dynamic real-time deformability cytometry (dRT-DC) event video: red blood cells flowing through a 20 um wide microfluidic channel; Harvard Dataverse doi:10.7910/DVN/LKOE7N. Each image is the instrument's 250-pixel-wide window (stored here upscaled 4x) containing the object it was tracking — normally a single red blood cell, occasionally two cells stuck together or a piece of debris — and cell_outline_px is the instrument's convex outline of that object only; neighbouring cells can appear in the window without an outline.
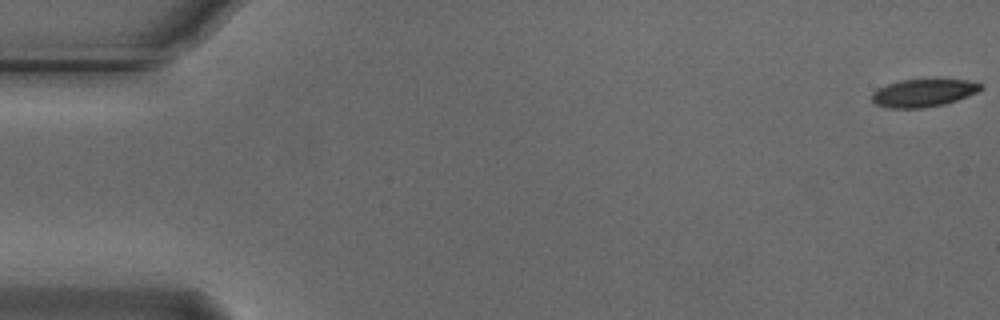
{"species": "Egyptian fruit bat (a non-hibernating species)", "species_latin": "Rousettus aegyptiacus", "temperature_condition": "cold", "stored_images_in_passage": 55, "camera_frame_rate_fps": 3000, "um_per_image_px": 0.085, "animal": {"sex": "male"}, "frame": {"image": 1, "passage_image": 1, "time_ms": 0.0, "image_size_px": [1000, 320], "cell_outline_px": [[984, 88], [976, 92], [956, 100], [944, 104], [924, 108], [888, 108], [876, 104], [872, 100], [872, 92], [876, 88], [900, 80], [936, 76], [968, 80], [984, 84]], "centroid_in_image_um": [78.52, 7.83], "position_along_channel_um": 6.5, "area_um2": 18.5}}
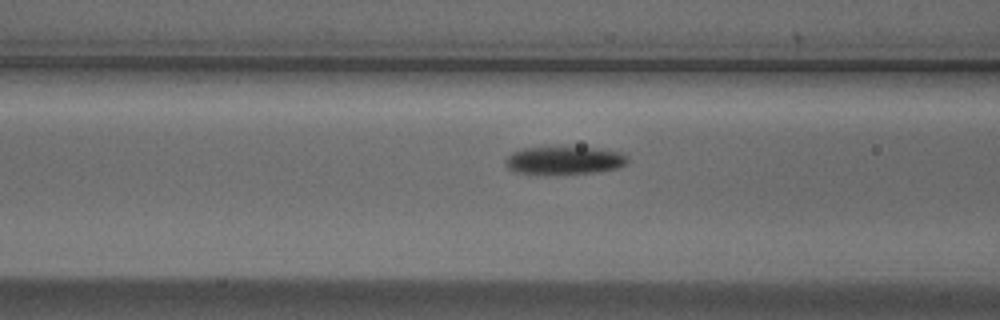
{"frame": {"image": 2, "passage_image": 22, "time_ms": 7.0, "image_size_px": [1000, 320], "cell_outline_px": [[628, 164], [616, 168], [592, 172], [516, 172], [508, 168], [504, 160], [512, 152], [524, 148], [592, 148], [620, 152], [628, 156]], "centroid_in_image_um": [47.99, 13.61], "position_along_channel_um": 118.6, "area_um2": 18.9}}
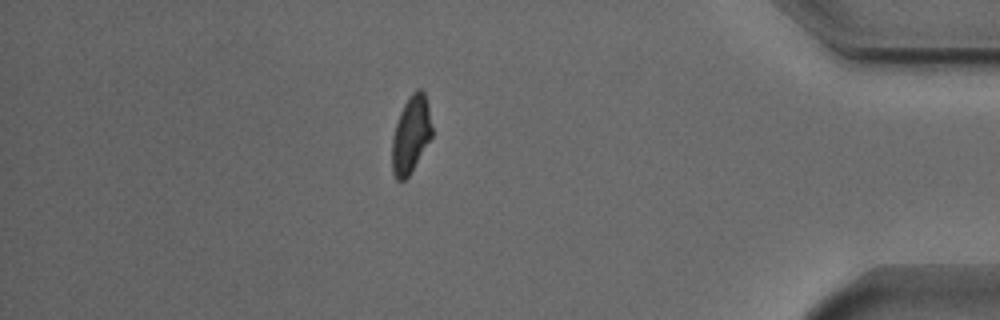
{"frame": {"image": 3, "passage_image": 48, "time_ms": 15.667, "image_size_px": [1000, 320], "cell_outline_px": [[432, 136], [408, 176], [404, 180], [396, 180], [392, 172], [392, 136], [400, 112], [408, 96], [416, 88], [420, 88], [424, 92], [428, 104], [432, 128]], "centroid_in_image_um": [34.92, 11.41], "position_along_channel_um": 400.3, "area_um2": 17.86}, "authors_computed_cell_mechanics": {"area_um2": 19.2474, "velocity_mm_per_s": 3.7301, "shape_relaxation_time_tau1_ms": 3.8143, "shape_relaxation_time_tau2_ms": 8.9883, "deformation_change_tau1": 0.1247, "deformation_change_tau2": 0.1544}}